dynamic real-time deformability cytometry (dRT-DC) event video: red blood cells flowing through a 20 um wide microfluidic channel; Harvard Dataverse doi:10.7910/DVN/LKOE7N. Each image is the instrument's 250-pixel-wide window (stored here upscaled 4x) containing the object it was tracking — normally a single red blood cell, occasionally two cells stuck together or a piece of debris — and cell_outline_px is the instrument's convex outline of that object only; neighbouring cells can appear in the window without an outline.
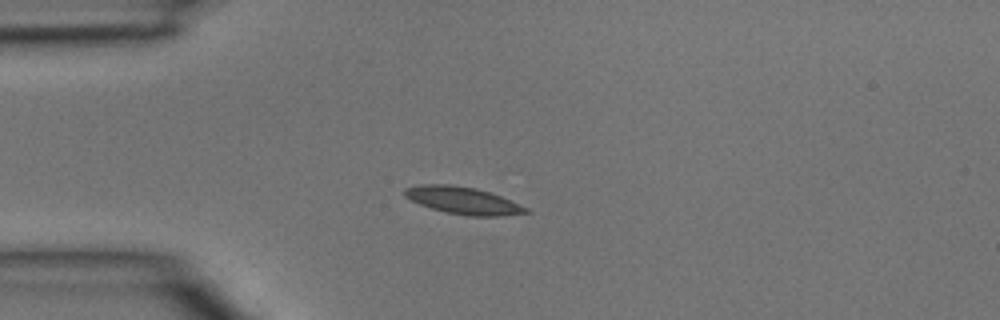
{"species": "common noctule bat (a hibernating species)", "species_latin": "Nyctalus noctula", "temperature_condition": "room temperature", "stored_images_in_passage": 36, "camera_frame_rate_fps": 3000, "um_per_image_px": 0.085, "animal": {"sex": "male", "body_mass_g": 15.6}, "frame": {"image": 1, "passage_image": 1, "time_ms": 0.0, "image_size_px": [1000, 320], "cell_outline_px": [[532, 212], [504, 216], [468, 216], [448, 212], [432, 208], [420, 204], [404, 196], [404, 188], [420, 184], [448, 184], [476, 188], [500, 196], [528, 208]], "centroid_in_image_um": [39.37, 17.04], "position_along_channel_um": 45.6, "area_um2": 19.07}}
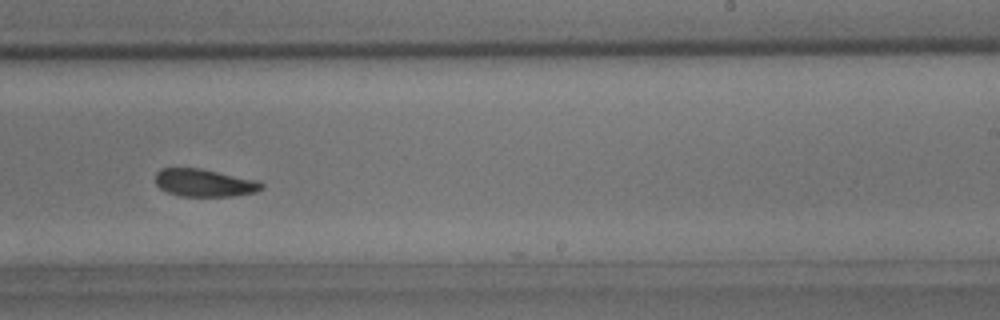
{"frame": {"image": 2, "passage_image": 18, "time_ms": 5.667, "image_size_px": [1000, 320], "cell_outline_px": [[264, 188], [256, 192], [232, 196], [180, 196], [168, 192], [160, 188], [156, 184], [156, 172], [160, 168], [200, 168], [260, 180], [264, 184]], "centroid_in_image_um": [17.41, 15.53], "position_along_channel_um": 271.6, "area_um2": 17.28}}
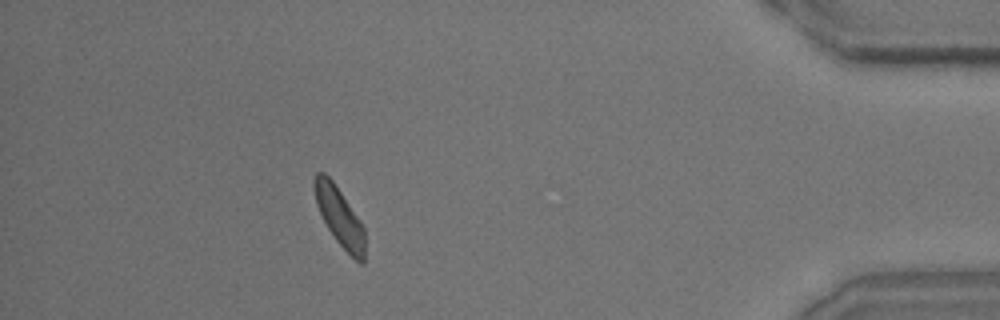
{"frame": {"image": 3, "passage_image": 31, "time_ms": 10.0, "image_size_px": [1000, 320], "cell_outline_px": [[364, 264], [360, 264], [336, 240], [328, 228], [316, 204], [312, 184], [312, 180], [316, 172], [324, 172], [332, 180], [364, 228]], "centroid_in_image_um": [28.82, 18.38], "position_along_channel_um": 406.4, "area_um2": 16.82}}